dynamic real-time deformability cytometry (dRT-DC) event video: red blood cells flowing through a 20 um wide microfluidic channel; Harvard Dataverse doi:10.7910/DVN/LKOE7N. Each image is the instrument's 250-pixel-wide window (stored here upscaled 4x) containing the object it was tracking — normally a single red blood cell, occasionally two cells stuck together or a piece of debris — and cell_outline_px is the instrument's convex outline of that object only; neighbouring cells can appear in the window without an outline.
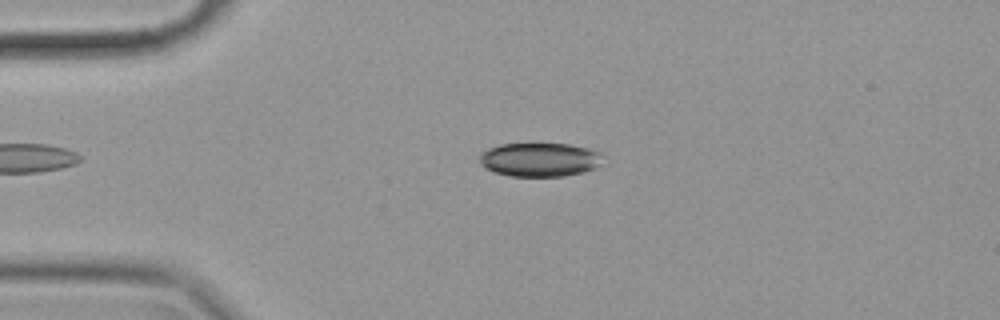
{"species": "common noctule bat (a hibernating species)", "species_latin": "Nyctalus noctula", "temperature_condition": "cold", "stored_images_in_passage": 31, "camera_frame_rate_fps": 3000, "um_per_image_px": 0.085, "animal": {"sex": "female", "body_mass_g": 19.9}, "frame": {"image": 1, "passage_image": 12, "time_ms": 3.667, "image_size_px": [1000, 320], "cell_outline_px": [[600, 164], [596, 168], [584, 172], [564, 176], [508, 176], [484, 168], [480, 164], [480, 152], [488, 148], [500, 144], [568, 144], [600, 152]], "centroid_in_image_um": [45.82, 13.57], "position_along_channel_um": 39.2, "area_um2": 24.22}}
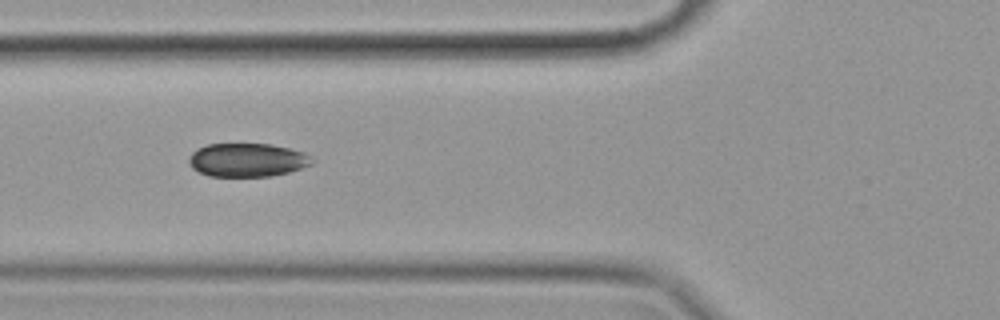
{"frame": {"image": 2, "passage_image": 20, "time_ms": 6.333, "image_size_px": [1000, 320], "cell_outline_px": [[316, 160], [312, 164], [288, 172], [272, 176], [208, 176], [192, 168], [188, 160], [188, 156], [196, 148], [208, 144], [272, 144], [304, 152]], "centroid_in_image_um": [21.01, 13.59], "position_along_channel_um": 104.8, "area_um2": 24.16}}
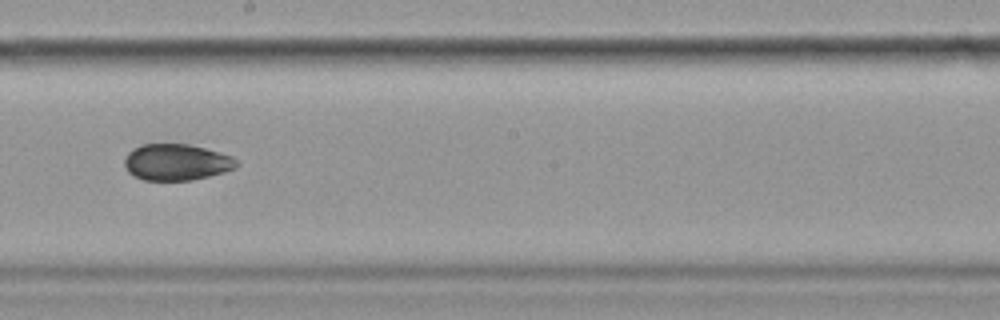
{"frame": {"image": 3, "passage_image": 31, "time_ms": 10.0, "image_size_px": [1000, 320], "cell_outline_px": [[240, 164], [236, 168], [224, 172], [192, 180], [144, 180], [132, 176], [128, 172], [124, 164], [124, 156], [132, 148], [140, 144], [188, 144], [220, 152], [232, 156]], "centroid_in_image_um": [14.97, 13.78], "position_along_channel_um": 233.2, "area_um2": 23.99}}